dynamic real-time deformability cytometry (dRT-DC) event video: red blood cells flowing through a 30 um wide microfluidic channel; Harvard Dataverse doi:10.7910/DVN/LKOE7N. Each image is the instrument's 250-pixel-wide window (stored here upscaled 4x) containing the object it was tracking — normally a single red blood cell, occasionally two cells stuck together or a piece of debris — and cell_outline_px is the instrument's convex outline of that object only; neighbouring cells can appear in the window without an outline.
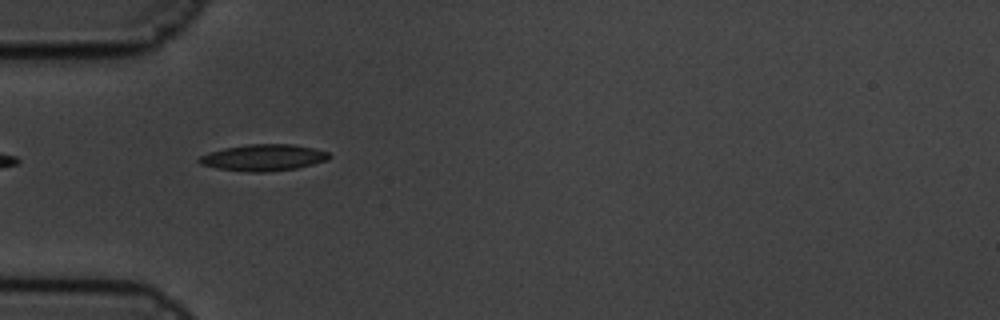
{"species": "common noctule bat (a hibernating species)", "species_latin": "Nyctalus noctula", "temperature_condition": "cold", "stored_images_in_passage": 36, "camera_frame_rate_fps": 3000, "um_per_image_px": 0.085, "animal": {"sex": "male", "body_mass_g": 19.5, "forearm_length_mm": 54.6}, "frame": {"image": 1, "passage_image": 1, "time_ms": 0.0, "image_size_px": [1000, 320], "cell_outline_px": [[332, 156], [328, 160], [296, 168], [268, 172], [248, 172], [216, 168], [200, 164], [196, 160], [200, 156], [208, 152], [224, 148], [248, 144], [292, 144], [316, 148], [328, 152]], "centroid_in_image_um": [22.39, 13.39], "position_along_channel_um": 62.6, "area_um2": 20.23}}
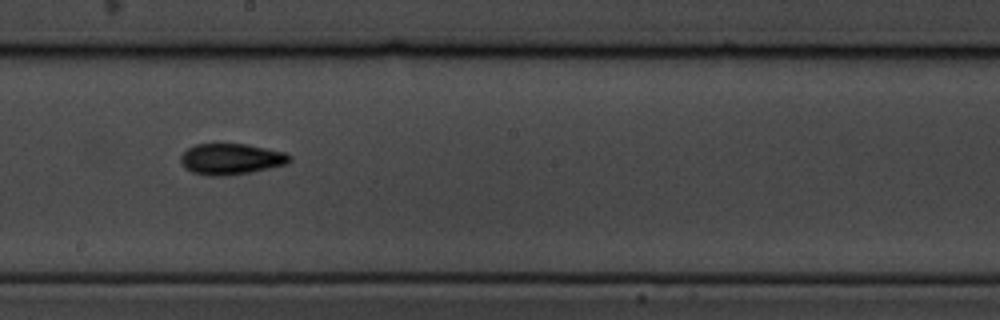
{"frame": {"image": 2, "passage_image": 16, "time_ms": 5.0, "image_size_px": [1000, 320], "cell_outline_px": [[292, 160], [288, 164], [252, 172], [228, 176], [208, 176], [192, 172], [184, 168], [180, 160], [180, 156], [188, 148], [196, 144], [244, 144], [284, 152], [292, 156]], "centroid_in_image_um": [19.64, 13.53], "position_along_channel_um": 228.6, "area_um2": 19.83}}
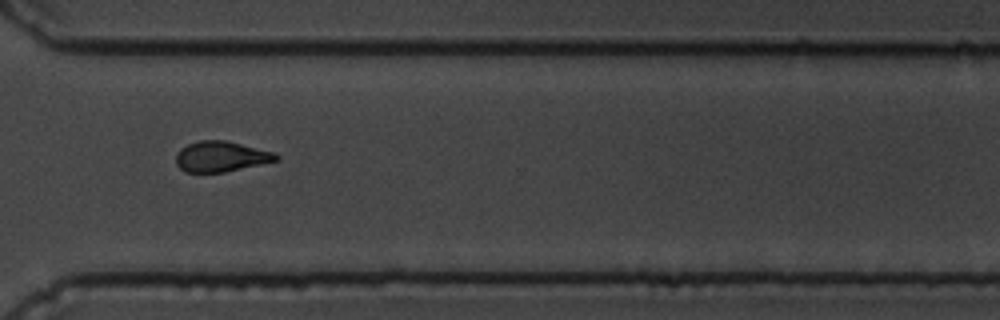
{"frame": {"image": 3, "passage_image": 27, "time_ms": 8.667, "image_size_px": [1000, 320], "cell_outline_px": [[280, 160], [224, 172], [184, 172], [176, 164], [176, 156], [180, 148], [188, 144], [200, 140], [224, 140], [276, 152], [280, 156]], "centroid_in_image_um": [18.81, 13.3], "position_along_channel_um": 351.8, "area_um2": 17.86}, "authors_computed_cell_mechanics": {"area_um2": 18.2648, "velocity_mm_per_s": 3.3691, "shape_relaxation_time_tau1_ms": 4.4601, "shape_relaxation_time_tau2_ms": 5.3712, "deformation_change_tau1": 0.1468, "deformation_change_tau2": 0.1247}}